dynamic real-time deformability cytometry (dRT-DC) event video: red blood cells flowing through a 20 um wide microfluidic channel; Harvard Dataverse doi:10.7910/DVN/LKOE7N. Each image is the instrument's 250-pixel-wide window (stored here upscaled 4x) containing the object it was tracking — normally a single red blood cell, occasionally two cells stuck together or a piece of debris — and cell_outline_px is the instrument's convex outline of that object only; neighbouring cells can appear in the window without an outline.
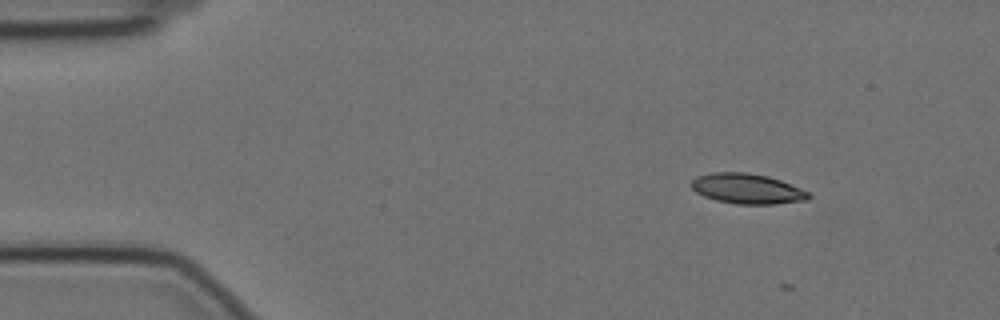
{"species": "Egyptian fruit bat (a non-hibernating species)", "species_latin": "Rousettus aegyptiacus", "temperature_condition": "cold", "stored_images_in_passage": 2, "camera_frame_rate_fps": 3000, "um_per_image_px": 0.085, "animal": {"sex": "female"}, "frame": {"image": 1, "passage_image": 1, "time_ms": 0.0, "image_size_px": [1000, 320], "cell_outline_px": [[812, 196], [808, 200], [772, 204], [736, 204], [716, 200], [704, 196], [696, 192], [688, 184], [696, 176], [712, 172], [744, 172], [768, 176], [780, 180], [812, 192]], "centroid_in_image_um": [63.52, 16.04], "position_along_channel_um": 21.5, "area_um2": 20.87}}